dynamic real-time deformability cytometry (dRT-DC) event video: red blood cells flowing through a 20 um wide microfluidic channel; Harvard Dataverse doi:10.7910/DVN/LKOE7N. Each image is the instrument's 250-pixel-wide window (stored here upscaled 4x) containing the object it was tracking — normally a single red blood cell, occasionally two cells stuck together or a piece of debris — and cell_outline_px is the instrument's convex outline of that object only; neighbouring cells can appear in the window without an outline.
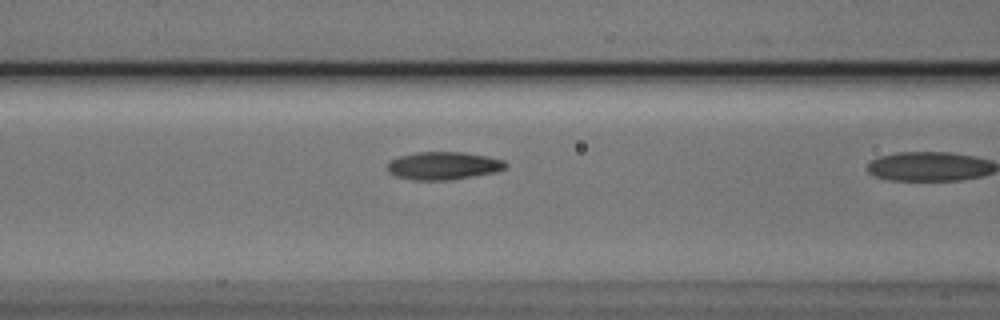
{"species": "Egyptian fruit bat (a non-hibernating species)", "species_latin": "Rousettus aegyptiacus", "temperature_condition": "cold", "stored_images_in_passage": 21, "camera_frame_rate_fps": 3000, "um_per_image_px": 0.085, "animal": {"sex": "male"}, "frame": {"image": 1, "passage_image": 20, "time_ms": 6.333, "image_size_px": [1000, 320], "cell_outline_px": [[508, 168], [496, 172], [452, 180], [416, 180], [396, 176], [388, 172], [388, 160], [400, 156], [416, 152], [464, 152], [488, 156], [504, 160], [508, 164]], "centroid_in_image_um": [37.73, 14.08], "position_along_channel_um": 128.9, "area_um2": 19.42}}